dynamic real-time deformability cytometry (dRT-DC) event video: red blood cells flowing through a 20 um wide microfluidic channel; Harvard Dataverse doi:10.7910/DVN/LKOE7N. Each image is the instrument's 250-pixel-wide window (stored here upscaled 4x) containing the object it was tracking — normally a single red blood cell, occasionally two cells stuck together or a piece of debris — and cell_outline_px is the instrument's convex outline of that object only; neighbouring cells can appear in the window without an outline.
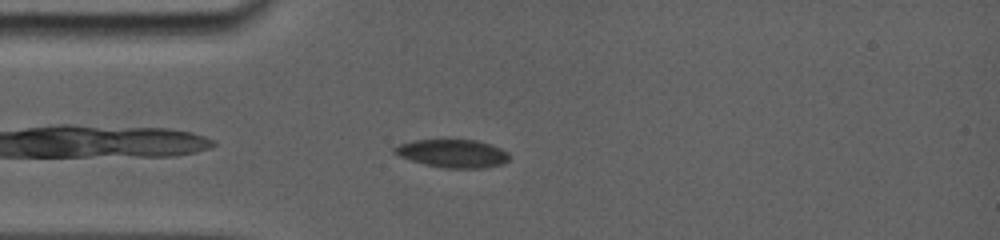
{"species": "common noctule bat (a hibernating species)", "species_latin": "Nyctalus noctula", "temperature_condition": "room temperature", "stored_images_in_passage": 20, "camera_frame_rate_fps": 5000, "um_per_image_px": 0.085, "animal": {"sex": "female", "body_mass_g": 19.0, "forearm_length_mm": 56.7}, "frame": {"image": 1, "passage_image": 3, "time_ms": 0.8, "image_size_px": [1000, 240], "cell_outline_px": [[508, 160], [504, 164], [484, 168], [444, 168], [424, 164], [400, 156], [392, 152], [392, 148], [400, 144], [412, 140], [476, 140], [500, 148], [508, 152]], "centroid_in_image_um": [38.47, 13.05], "position_along_channel_um": 46.5, "area_um2": 18.73}}
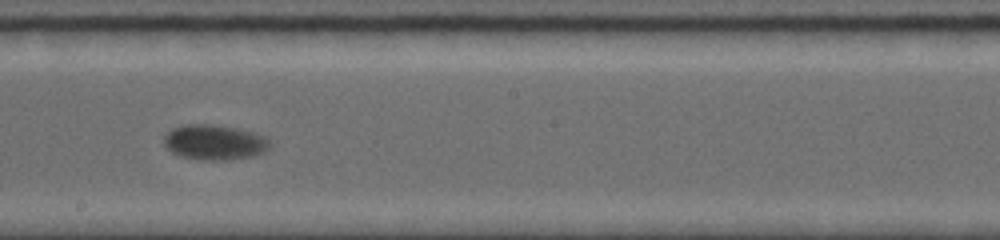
{"frame": {"image": 2, "passage_image": 12, "time_ms": 6.0, "image_size_px": [1000, 240], "cell_outline_px": [[272, 144], [264, 152], [252, 156], [228, 160], [204, 160], [184, 156], [172, 152], [164, 144], [164, 136], [172, 128], [184, 124], [208, 124], [236, 128], [252, 132], [264, 136]], "centroid_in_image_um": [18.24, 12.09], "position_along_channel_um": 230.0, "area_um2": 21.5}}
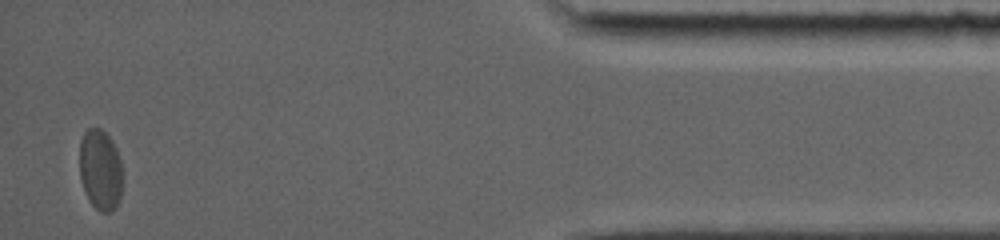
{"frame": {"image": 3, "passage_image": 20, "time_ms": 12.8, "image_size_px": [1000, 240], "cell_outline_px": [[124, 176], [120, 200], [116, 208], [112, 212], [100, 212], [92, 204], [84, 188], [80, 176], [80, 140], [84, 132], [88, 128], [100, 128], [112, 140], [116, 148], [120, 160]], "centroid_in_image_um": [8.57, 14.45], "position_along_channel_um": 426.6, "area_um2": 20.52}, "authors_computed_cell_mechanics": {"area_um2": 20.5479, "velocity_mm_per_s": 3.7178, "shape_relaxation_time_tau1_ms": 3.8679, "shape_relaxation_time_tau2_ms": null, "deformation_change_tau1": 0.1147, "deformation_change_tau2": null}}